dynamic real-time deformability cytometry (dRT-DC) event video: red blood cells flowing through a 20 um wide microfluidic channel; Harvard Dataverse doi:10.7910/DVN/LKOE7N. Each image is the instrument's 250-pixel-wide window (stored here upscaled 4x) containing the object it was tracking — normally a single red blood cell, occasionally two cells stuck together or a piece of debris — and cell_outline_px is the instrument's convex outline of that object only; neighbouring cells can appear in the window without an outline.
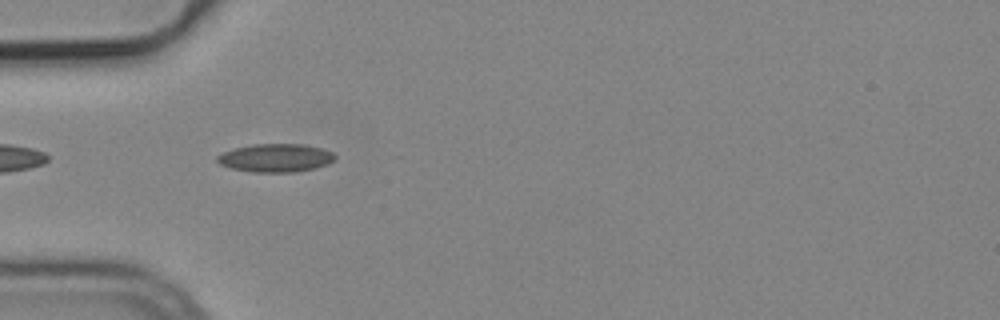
{"species": "common noctule bat (a hibernating species)", "species_latin": "Nyctalus noctula", "temperature_condition": "cold", "stored_images_in_passage": 5, "camera_frame_rate_fps": 3000, "um_per_image_px": 0.085, "animal": {"sex": "male", "body_mass_g": 19.2, "forearm_length_mm": 51.8}, "frame": {"image": 1, "passage_image": 1, "time_ms": 0.0, "image_size_px": [1000, 320], "cell_outline_px": [[336, 160], [328, 164], [312, 168], [292, 172], [252, 172], [232, 168], [220, 164], [216, 160], [216, 156], [224, 152], [236, 148], [252, 144], [300, 144], [320, 148], [332, 152], [336, 156]], "centroid_in_image_um": [23.43, 13.42], "position_along_channel_um": 61.6, "area_um2": 19.19}}